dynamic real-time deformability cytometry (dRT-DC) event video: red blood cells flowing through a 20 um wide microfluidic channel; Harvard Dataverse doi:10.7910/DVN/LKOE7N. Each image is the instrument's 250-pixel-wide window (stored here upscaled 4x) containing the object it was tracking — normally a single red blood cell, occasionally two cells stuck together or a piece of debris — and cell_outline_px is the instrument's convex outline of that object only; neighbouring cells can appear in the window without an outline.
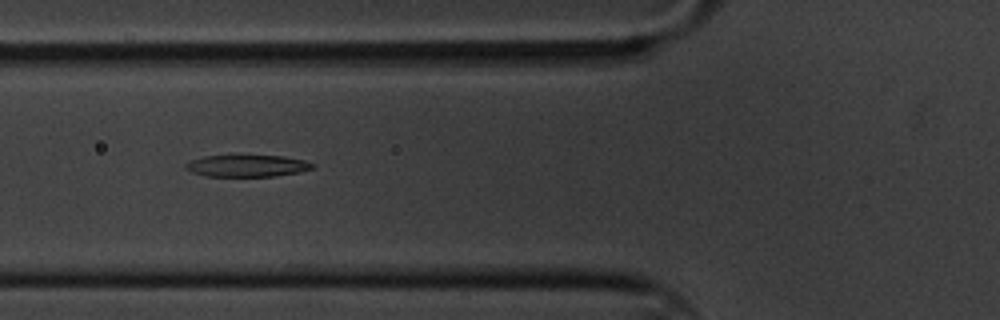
{"species": "common noctule bat (a hibernating species)", "species_latin": "Nyctalus noctula", "temperature_condition": "cold", "stored_images_in_passage": 6, "camera_frame_rate_fps": 3000, "um_per_image_px": 0.085, "animal": {"sex": "male", "body_mass_g": 20.1, "forearm_length_mm": 53.5}, "frame": {"image": 1, "passage_image": 5, "time_ms": 1.333, "image_size_px": [1000, 320], "cell_outline_px": [[316, 164], [312, 168], [300, 172], [276, 176], [208, 176], [192, 172], [184, 168], [184, 164], [192, 160], [204, 156], [236, 152], [284, 156], [304, 160]], "centroid_in_image_um": [20.99, 14.03], "position_along_channel_um": 104.8, "area_um2": 17.17}}
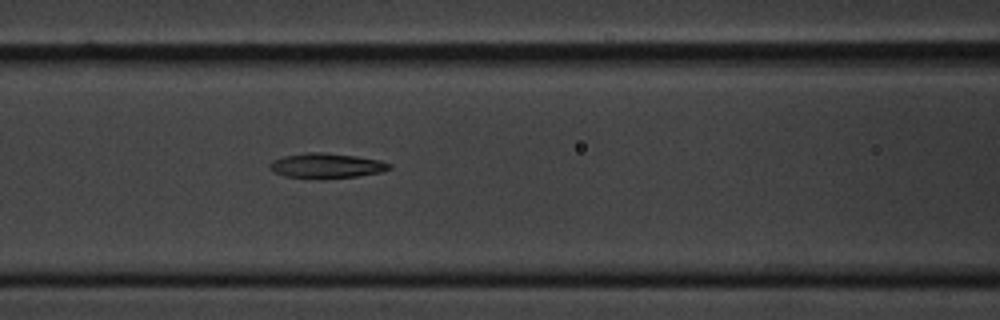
{"frame": {"image": 2, "passage_image": 6, "time_ms": 1.667, "image_size_px": [1000, 320], "cell_outline_px": [[392, 168], [380, 172], [356, 176], [284, 176], [268, 168], [268, 164], [272, 160], [284, 156], [304, 152], [324, 152], [356, 156], [380, 160], [392, 164]], "centroid_in_image_um": [27.75, 14.03], "position_along_channel_um": 138.8, "area_um2": 16.7}}